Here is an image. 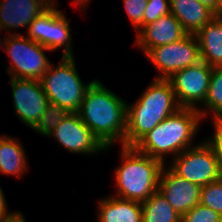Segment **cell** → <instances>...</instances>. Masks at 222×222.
<instances>
[{
  "mask_svg": "<svg viewBox=\"0 0 222 222\" xmlns=\"http://www.w3.org/2000/svg\"><path fill=\"white\" fill-rule=\"evenodd\" d=\"M78 113L107 149L117 140L125 146L127 103L98 80L86 89Z\"/></svg>",
  "mask_w": 222,
  "mask_h": 222,
  "instance_id": "1",
  "label": "cell"
},
{
  "mask_svg": "<svg viewBox=\"0 0 222 222\" xmlns=\"http://www.w3.org/2000/svg\"><path fill=\"white\" fill-rule=\"evenodd\" d=\"M206 115L205 109L201 110L200 107H181L166 117L134 147L165 164L164 156L172 154L174 158L193 146L191 142L198 132L201 119L203 120Z\"/></svg>",
  "mask_w": 222,
  "mask_h": 222,
  "instance_id": "2",
  "label": "cell"
},
{
  "mask_svg": "<svg viewBox=\"0 0 222 222\" xmlns=\"http://www.w3.org/2000/svg\"><path fill=\"white\" fill-rule=\"evenodd\" d=\"M122 165L114 172L117 198L143 202L158 191L163 164L139 152L135 147L121 146ZM119 193V194H118Z\"/></svg>",
  "mask_w": 222,
  "mask_h": 222,
  "instance_id": "3",
  "label": "cell"
},
{
  "mask_svg": "<svg viewBox=\"0 0 222 222\" xmlns=\"http://www.w3.org/2000/svg\"><path fill=\"white\" fill-rule=\"evenodd\" d=\"M92 82L83 83L76 71L74 56H62L55 70L51 64L40 79L53 113L79 112L85 91Z\"/></svg>",
  "mask_w": 222,
  "mask_h": 222,
  "instance_id": "4",
  "label": "cell"
},
{
  "mask_svg": "<svg viewBox=\"0 0 222 222\" xmlns=\"http://www.w3.org/2000/svg\"><path fill=\"white\" fill-rule=\"evenodd\" d=\"M40 134L55 137V141L72 153L92 155L108 150L82 122L78 112L53 113Z\"/></svg>",
  "mask_w": 222,
  "mask_h": 222,
  "instance_id": "5",
  "label": "cell"
},
{
  "mask_svg": "<svg viewBox=\"0 0 222 222\" xmlns=\"http://www.w3.org/2000/svg\"><path fill=\"white\" fill-rule=\"evenodd\" d=\"M14 111L26 126L41 133L51 119L53 111L40 80L10 77Z\"/></svg>",
  "mask_w": 222,
  "mask_h": 222,
  "instance_id": "6",
  "label": "cell"
},
{
  "mask_svg": "<svg viewBox=\"0 0 222 222\" xmlns=\"http://www.w3.org/2000/svg\"><path fill=\"white\" fill-rule=\"evenodd\" d=\"M4 51L11 61L6 69L12 78L40 80L51 65L44 53L50 50L21 34H10Z\"/></svg>",
  "mask_w": 222,
  "mask_h": 222,
  "instance_id": "7",
  "label": "cell"
},
{
  "mask_svg": "<svg viewBox=\"0 0 222 222\" xmlns=\"http://www.w3.org/2000/svg\"><path fill=\"white\" fill-rule=\"evenodd\" d=\"M169 165L175 174L201 187L222 177L215 152L206 141L185 149Z\"/></svg>",
  "mask_w": 222,
  "mask_h": 222,
  "instance_id": "8",
  "label": "cell"
},
{
  "mask_svg": "<svg viewBox=\"0 0 222 222\" xmlns=\"http://www.w3.org/2000/svg\"><path fill=\"white\" fill-rule=\"evenodd\" d=\"M55 3L53 1L30 23L27 37L50 51L64 46L62 56H73L70 24Z\"/></svg>",
  "mask_w": 222,
  "mask_h": 222,
  "instance_id": "9",
  "label": "cell"
},
{
  "mask_svg": "<svg viewBox=\"0 0 222 222\" xmlns=\"http://www.w3.org/2000/svg\"><path fill=\"white\" fill-rule=\"evenodd\" d=\"M145 55L159 71L156 79H169L177 71L201 61L197 38L189 34L176 42L154 47Z\"/></svg>",
  "mask_w": 222,
  "mask_h": 222,
  "instance_id": "10",
  "label": "cell"
},
{
  "mask_svg": "<svg viewBox=\"0 0 222 222\" xmlns=\"http://www.w3.org/2000/svg\"><path fill=\"white\" fill-rule=\"evenodd\" d=\"M213 67L202 60L174 73L170 81L177 103L180 107L195 108L204 103Z\"/></svg>",
  "mask_w": 222,
  "mask_h": 222,
  "instance_id": "11",
  "label": "cell"
},
{
  "mask_svg": "<svg viewBox=\"0 0 222 222\" xmlns=\"http://www.w3.org/2000/svg\"><path fill=\"white\" fill-rule=\"evenodd\" d=\"M158 191L181 217L200 203L201 186L178 176L169 167L162 168Z\"/></svg>",
  "mask_w": 222,
  "mask_h": 222,
  "instance_id": "12",
  "label": "cell"
},
{
  "mask_svg": "<svg viewBox=\"0 0 222 222\" xmlns=\"http://www.w3.org/2000/svg\"><path fill=\"white\" fill-rule=\"evenodd\" d=\"M187 35L178 19L172 14L160 16L137 32L135 44L144 55L152 48L176 42Z\"/></svg>",
  "mask_w": 222,
  "mask_h": 222,
  "instance_id": "13",
  "label": "cell"
},
{
  "mask_svg": "<svg viewBox=\"0 0 222 222\" xmlns=\"http://www.w3.org/2000/svg\"><path fill=\"white\" fill-rule=\"evenodd\" d=\"M55 0H2L0 2V26L9 31L30 23ZM9 29V30H7Z\"/></svg>",
  "mask_w": 222,
  "mask_h": 222,
  "instance_id": "14",
  "label": "cell"
},
{
  "mask_svg": "<svg viewBox=\"0 0 222 222\" xmlns=\"http://www.w3.org/2000/svg\"><path fill=\"white\" fill-rule=\"evenodd\" d=\"M177 110L127 109L125 146L134 147L144 136Z\"/></svg>",
  "mask_w": 222,
  "mask_h": 222,
  "instance_id": "15",
  "label": "cell"
},
{
  "mask_svg": "<svg viewBox=\"0 0 222 222\" xmlns=\"http://www.w3.org/2000/svg\"><path fill=\"white\" fill-rule=\"evenodd\" d=\"M171 13L189 35H196L217 13L197 0H170Z\"/></svg>",
  "mask_w": 222,
  "mask_h": 222,
  "instance_id": "16",
  "label": "cell"
},
{
  "mask_svg": "<svg viewBox=\"0 0 222 222\" xmlns=\"http://www.w3.org/2000/svg\"><path fill=\"white\" fill-rule=\"evenodd\" d=\"M172 85L168 79H154L145 91L127 109L178 110Z\"/></svg>",
  "mask_w": 222,
  "mask_h": 222,
  "instance_id": "17",
  "label": "cell"
},
{
  "mask_svg": "<svg viewBox=\"0 0 222 222\" xmlns=\"http://www.w3.org/2000/svg\"><path fill=\"white\" fill-rule=\"evenodd\" d=\"M195 36L201 60L211 67H222V14H217Z\"/></svg>",
  "mask_w": 222,
  "mask_h": 222,
  "instance_id": "18",
  "label": "cell"
},
{
  "mask_svg": "<svg viewBox=\"0 0 222 222\" xmlns=\"http://www.w3.org/2000/svg\"><path fill=\"white\" fill-rule=\"evenodd\" d=\"M99 222H143L141 202L114 195L99 201Z\"/></svg>",
  "mask_w": 222,
  "mask_h": 222,
  "instance_id": "19",
  "label": "cell"
},
{
  "mask_svg": "<svg viewBox=\"0 0 222 222\" xmlns=\"http://www.w3.org/2000/svg\"><path fill=\"white\" fill-rule=\"evenodd\" d=\"M6 136H0V172L21 177L28 169L25 151L18 139Z\"/></svg>",
  "mask_w": 222,
  "mask_h": 222,
  "instance_id": "20",
  "label": "cell"
},
{
  "mask_svg": "<svg viewBox=\"0 0 222 222\" xmlns=\"http://www.w3.org/2000/svg\"><path fill=\"white\" fill-rule=\"evenodd\" d=\"M143 222H181V216L159 191L141 203Z\"/></svg>",
  "mask_w": 222,
  "mask_h": 222,
  "instance_id": "21",
  "label": "cell"
},
{
  "mask_svg": "<svg viewBox=\"0 0 222 222\" xmlns=\"http://www.w3.org/2000/svg\"><path fill=\"white\" fill-rule=\"evenodd\" d=\"M203 105L206 111L213 112L212 118H222V67H213Z\"/></svg>",
  "mask_w": 222,
  "mask_h": 222,
  "instance_id": "22",
  "label": "cell"
},
{
  "mask_svg": "<svg viewBox=\"0 0 222 222\" xmlns=\"http://www.w3.org/2000/svg\"><path fill=\"white\" fill-rule=\"evenodd\" d=\"M200 203L222 217V177L201 187Z\"/></svg>",
  "mask_w": 222,
  "mask_h": 222,
  "instance_id": "23",
  "label": "cell"
},
{
  "mask_svg": "<svg viewBox=\"0 0 222 222\" xmlns=\"http://www.w3.org/2000/svg\"><path fill=\"white\" fill-rule=\"evenodd\" d=\"M222 217L210 208L198 203L181 217V222H219Z\"/></svg>",
  "mask_w": 222,
  "mask_h": 222,
  "instance_id": "24",
  "label": "cell"
},
{
  "mask_svg": "<svg viewBox=\"0 0 222 222\" xmlns=\"http://www.w3.org/2000/svg\"><path fill=\"white\" fill-rule=\"evenodd\" d=\"M171 13L170 0H148L143 16V26Z\"/></svg>",
  "mask_w": 222,
  "mask_h": 222,
  "instance_id": "25",
  "label": "cell"
},
{
  "mask_svg": "<svg viewBox=\"0 0 222 222\" xmlns=\"http://www.w3.org/2000/svg\"><path fill=\"white\" fill-rule=\"evenodd\" d=\"M148 0H123L124 8L136 31L143 27V16Z\"/></svg>",
  "mask_w": 222,
  "mask_h": 222,
  "instance_id": "26",
  "label": "cell"
},
{
  "mask_svg": "<svg viewBox=\"0 0 222 222\" xmlns=\"http://www.w3.org/2000/svg\"><path fill=\"white\" fill-rule=\"evenodd\" d=\"M214 134L211 138L205 140L214 150L222 171V118H212Z\"/></svg>",
  "mask_w": 222,
  "mask_h": 222,
  "instance_id": "27",
  "label": "cell"
},
{
  "mask_svg": "<svg viewBox=\"0 0 222 222\" xmlns=\"http://www.w3.org/2000/svg\"><path fill=\"white\" fill-rule=\"evenodd\" d=\"M14 213L15 212L8 213L6 199H5L3 190H2V188L0 186V219L1 218H6V217H10Z\"/></svg>",
  "mask_w": 222,
  "mask_h": 222,
  "instance_id": "28",
  "label": "cell"
},
{
  "mask_svg": "<svg viewBox=\"0 0 222 222\" xmlns=\"http://www.w3.org/2000/svg\"><path fill=\"white\" fill-rule=\"evenodd\" d=\"M213 9L217 14H222L221 0H197Z\"/></svg>",
  "mask_w": 222,
  "mask_h": 222,
  "instance_id": "29",
  "label": "cell"
},
{
  "mask_svg": "<svg viewBox=\"0 0 222 222\" xmlns=\"http://www.w3.org/2000/svg\"><path fill=\"white\" fill-rule=\"evenodd\" d=\"M0 222H26L24 215L21 212H16L10 217L1 218Z\"/></svg>",
  "mask_w": 222,
  "mask_h": 222,
  "instance_id": "30",
  "label": "cell"
},
{
  "mask_svg": "<svg viewBox=\"0 0 222 222\" xmlns=\"http://www.w3.org/2000/svg\"><path fill=\"white\" fill-rule=\"evenodd\" d=\"M75 2L78 6H80L84 10V7L87 5L89 0H75Z\"/></svg>",
  "mask_w": 222,
  "mask_h": 222,
  "instance_id": "31",
  "label": "cell"
},
{
  "mask_svg": "<svg viewBox=\"0 0 222 222\" xmlns=\"http://www.w3.org/2000/svg\"><path fill=\"white\" fill-rule=\"evenodd\" d=\"M0 30H2L3 31V28L0 26ZM6 40H7V37L3 40L2 39V41H1V39H0V46H1V48L3 47V48H5V44H6ZM3 41H4V43H3ZM2 42V43H1ZM0 48V49H1Z\"/></svg>",
  "mask_w": 222,
  "mask_h": 222,
  "instance_id": "32",
  "label": "cell"
}]
</instances>
